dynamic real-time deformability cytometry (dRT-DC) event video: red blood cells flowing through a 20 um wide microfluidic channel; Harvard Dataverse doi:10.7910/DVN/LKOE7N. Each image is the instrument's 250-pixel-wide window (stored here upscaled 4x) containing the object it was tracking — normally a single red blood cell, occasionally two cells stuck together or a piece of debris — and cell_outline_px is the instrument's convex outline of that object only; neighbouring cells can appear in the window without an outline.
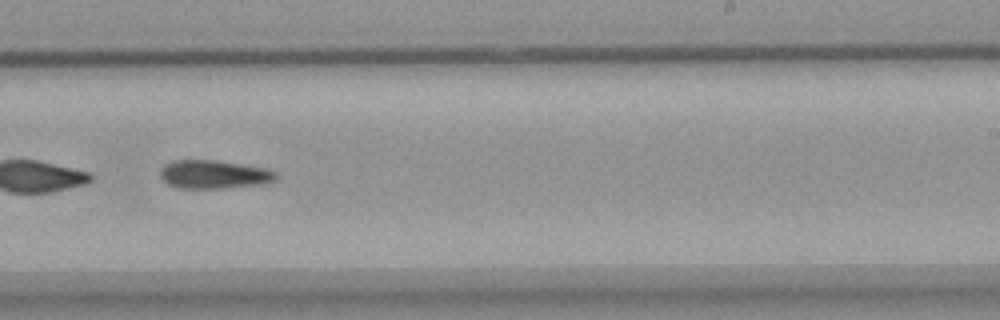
{"species": "common noctule bat (a hibernating species)", "species_latin": "Nyctalus noctula", "temperature_condition": "warm", "stored_images_in_passage": 38, "camera_frame_rate_fps": 3000, "um_per_image_px": 0.085, "animal": {"sex": "female", "body_mass_g": 18.4}, "frame": {"image": 1, "passage_image": 22, "time_ms": 7.0, "image_size_px": [1000, 320], "cell_outline_px": [[280, 176], [276, 180], [268, 184], [224, 188], [176, 188], [168, 184], [160, 176], [160, 168], [164, 164], [172, 160], [220, 160], [268, 168], [276, 172]], "centroid_in_image_um": [18.24, 14.82], "position_along_channel_um": 270.8, "area_um2": 19.77}}